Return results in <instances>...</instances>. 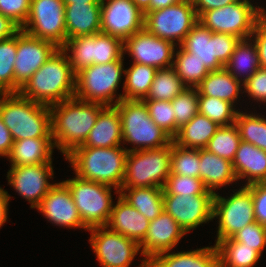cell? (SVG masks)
Here are the masks:
<instances>
[{
  "label": "cell",
  "mask_w": 266,
  "mask_h": 267,
  "mask_svg": "<svg viewBox=\"0 0 266 267\" xmlns=\"http://www.w3.org/2000/svg\"><path fill=\"white\" fill-rule=\"evenodd\" d=\"M49 107L54 147L66 157L76 147L84 144L99 113L106 106L74 96Z\"/></svg>",
  "instance_id": "obj_1"
},
{
  "label": "cell",
  "mask_w": 266,
  "mask_h": 267,
  "mask_svg": "<svg viewBox=\"0 0 266 267\" xmlns=\"http://www.w3.org/2000/svg\"><path fill=\"white\" fill-rule=\"evenodd\" d=\"M76 74L68 56L59 48L19 90L34 102L51 106L74 97Z\"/></svg>",
  "instance_id": "obj_2"
},
{
  "label": "cell",
  "mask_w": 266,
  "mask_h": 267,
  "mask_svg": "<svg viewBox=\"0 0 266 267\" xmlns=\"http://www.w3.org/2000/svg\"><path fill=\"white\" fill-rule=\"evenodd\" d=\"M121 145L105 147H76L65 160L79 178L112 186L120 194L126 167L127 148Z\"/></svg>",
  "instance_id": "obj_3"
},
{
  "label": "cell",
  "mask_w": 266,
  "mask_h": 267,
  "mask_svg": "<svg viewBox=\"0 0 266 267\" xmlns=\"http://www.w3.org/2000/svg\"><path fill=\"white\" fill-rule=\"evenodd\" d=\"M0 116L14 141L52 138L50 107L29 100L19 92L0 93Z\"/></svg>",
  "instance_id": "obj_4"
},
{
  "label": "cell",
  "mask_w": 266,
  "mask_h": 267,
  "mask_svg": "<svg viewBox=\"0 0 266 267\" xmlns=\"http://www.w3.org/2000/svg\"><path fill=\"white\" fill-rule=\"evenodd\" d=\"M122 124V141L133 145L128 152L158 149L169 145L173 138L150 118L143 100L122 99L115 105ZM136 146V147H135Z\"/></svg>",
  "instance_id": "obj_5"
},
{
  "label": "cell",
  "mask_w": 266,
  "mask_h": 267,
  "mask_svg": "<svg viewBox=\"0 0 266 267\" xmlns=\"http://www.w3.org/2000/svg\"><path fill=\"white\" fill-rule=\"evenodd\" d=\"M124 59L107 64H93L76 74L74 96L86 102L115 106L123 99L117 94L118 87L125 75ZM115 100V101H114Z\"/></svg>",
  "instance_id": "obj_6"
},
{
  "label": "cell",
  "mask_w": 266,
  "mask_h": 267,
  "mask_svg": "<svg viewBox=\"0 0 266 267\" xmlns=\"http://www.w3.org/2000/svg\"><path fill=\"white\" fill-rule=\"evenodd\" d=\"M171 174V143L158 149L128 152L121 188H163Z\"/></svg>",
  "instance_id": "obj_7"
},
{
  "label": "cell",
  "mask_w": 266,
  "mask_h": 267,
  "mask_svg": "<svg viewBox=\"0 0 266 267\" xmlns=\"http://www.w3.org/2000/svg\"><path fill=\"white\" fill-rule=\"evenodd\" d=\"M61 49L68 56L75 74L93 64H107L124 59L123 41L102 32L67 39Z\"/></svg>",
  "instance_id": "obj_8"
},
{
  "label": "cell",
  "mask_w": 266,
  "mask_h": 267,
  "mask_svg": "<svg viewBox=\"0 0 266 267\" xmlns=\"http://www.w3.org/2000/svg\"><path fill=\"white\" fill-rule=\"evenodd\" d=\"M69 188L82 223L88 228L106 226L112 208V186L75 175L63 181Z\"/></svg>",
  "instance_id": "obj_9"
},
{
  "label": "cell",
  "mask_w": 266,
  "mask_h": 267,
  "mask_svg": "<svg viewBox=\"0 0 266 267\" xmlns=\"http://www.w3.org/2000/svg\"><path fill=\"white\" fill-rule=\"evenodd\" d=\"M240 40L230 34L211 32L198 21L179 46L194 54L209 71H215L225 67Z\"/></svg>",
  "instance_id": "obj_10"
},
{
  "label": "cell",
  "mask_w": 266,
  "mask_h": 267,
  "mask_svg": "<svg viewBox=\"0 0 266 267\" xmlns=\"http://www.w3.org/2000/svg\"><path fill=\"white\" fill-rule=\"evenodd\" d=\"M265 12V8L255 7L250 0H238L224 7L205 11L198 19L211 32L247 39L252 35L256 22Z\"/></svg>",
  "instance_id": "obj_11"
},
{
  "label": "cell",
  "mask_w": 266,
  "mask_h": 267,
  "mask_svg": "<svg viewBox=\"0 0 266 267\" xmlns=\"http://www.w3.org/2000/svg\"><path fill=\"white\" fill-rule=\"evenodd\" d=\"M199 21L191 0L147 12L144 28L154 36L180 45L186 35Z\"/></svg>",
  "instance_id": "obj_12"
},
{
  "label": "cell",
  "mask_w": 266,
  "mask_h": 267,
  "mask_svg": "<svg viewBox=\"0 0 266 267\" xmlns=\"http://www.w3.org/2000/svg\"><path fill=\"white\" fill-rule=\"evenodd\" d=\"M233 193L228 198L215 193L213 219H218L216 243L231 238L243 227L255 222L251 190L243 185Z\"/></svg>",
  "instance_id": "obj_13"
},
{
  "label": "cell",
  "mask_w": 266,
  "mask_h": 267,
  "mask_svg": "<svg viewBox=\"0 0 266 267\" xmlns=\"http://www.w3.org/2000/svg\"><path fill=\"white\" fill-rule=\"evenodd\" d=\"M21 30L61 48L67 41L63 0H31L30 13Z\"/></svg>",
  "instance_id": "obj_14"
},
{
  "label": "cell",
  "mask_w": 266,
  "mask_h": 267,
  "mask_svg": "<svg viewBox=\"0 0 266 267\" xmlns=\"http://www.w3.org/2000/svg\"><path fill=\"white\" fill-rule=\"evenodd\" d=\"M89 243L102 267H129L140 245L107 226L90 228Z\"/></svg>",
  "instance_id": "obj_15"
},
{
  "label": "cell",
  "mask_w": 266,
  "mask_h": 267,
  "mask_svg": "<svg viewBox=\"0 0 266 267\" xmlns=\"http://www.w3.org/2000/svg\"><path fill=\"white\" fill-rule=\"evenodd\" d=\"M59 49L53 42L33 37L20 30L17 33V52L14 63V92Z\"/></svg>",
  "instance_id": "obj_16"
},
{
  "label": "cell",
  "mask_w": 266,
  "mask_h": 267,
  "mask_svg": "<svg viewBox=\"0 0 266 267\" xmlns=\"http://www.w3.org/2000/svg\"><path fill=\"white\" fill-rule=\"evenodd\" d=\"M144 19V13L132 0L101 1L100 32L119 38L123 42L144 29Z\"/></svg>",
  "instance_id": "obj_17"
},
{
  "label": "cell",
  "mask_w": 266,
  "mask_h": 267,
  "mask_svg": "<svg viewBox=\"0 0 266 267\" xmlns=\"http://www.w3.org/2000/svg\"><path fill=\"white\" fill-rule=\"evenodd\" d=\"M175 47L173 42L150 34L145 28L123 42L124 56L128 52L133 63L157 69L173 66Z\"/></svg>",
  "instance_id": "obj_18"
},
{
  "label": "cell",
  "mask_w": 266,
  "mask_h": 267,
  "mask_svg": "<svg viewBox=\"0 0 266 267\" xmlns=\"http://www.w3.org/2000/svg\"><path fill=\"white\" fill-rule=\"evenodd\" d=\"M214 196L163 194V209L187 234L201 224L213 220Z\"/></svg>",
  "instance_id": "obj_19"
},
{
  "label": "cell",
  "mask_w": 266,
  "mask_h": 267,
  "mask_svg": "<svg viewBox=\"0 0 266 267\" xmlns=\"http://www.w3.org/2000/svg\"><path fill=\"white\" fill-rule=\"evenodd\" d=\"M52 164L23 165L8 170V184L31 204L30 208H36L54 185L48 181L54 175Z\"/></svg>",
  "instance_id": "obj_20"
},
{
  "label": "cell",
  "mask_w": 266,
  "mask_h": 267,
  "mask_svg": "<svg viewBox=\"0 0 266 267\" xmlns=\"http://www.w3.org/2000/svg\"><path fill=\"white\" fill-rule=\"evenodd\" d=\"M184 235L185 231L176 220L163 210L149 222L146 237L140 244V254L144 259L141 260L139 267H148V262L156 255L172 251Z\"/></svg>",
  "instance_id": "obj_21"
},
{
  "label": "cell",
  "mask_w": 266,
  "mask_h": 267,
  "mask_svg": "<svg viewBox=\"0 0 266 267\" xmlns=\"http://www.w3.org/2000/svg\"><path fill=\"white\" fill-rule=\"evenodd\" d=\"M48 221L66 228L89 230L79 216L68 186L62 181L55 183L36 207Z\"/></svg>",
  "instance_id": "obj_22"
},
{
  "label": "cell",
  "mask_w": 266,
  "mask_h": 267,
  "mask_svg": "<svg viewBox=\"0 0 266 267\" xmlns=\"http://www.w3.org/2000/svg\"><path fill=\"white\" fill-rule=\"evenodd\" d=\"M116 202L106 226L140 245L146 237L150 221L120 195Z\"/></svg>",
  "instance_id": "obj_23"
},
{
  "label": "cell",
  "mask_w": 266,
  "mask_h": 267,
  "mask_svg": "<svg viewBox=\"0 0 266 267\" xmlns=\"http://www.w3.org/2000/svg\"><path fill=\"white\" fill-rule=\"evenodd\" d=\"M67 39L100 32L101 3L65 4Z\"/></svg>",
  "instance_id": "obj_24"
},
{
  "label": "cell",
  "mask_w": 266,
  "mask_h": 267,
  "mask_svg": "<svg viewBox=\"0 0 266 267\" xmlns=\"http://www.w3.org/2000/svg\"><path fill=\"white\" fill-rule=\"evenodd\" d=\"M233 168L238 180H247L245 186L266 182V152L251 143L240 141Z\"/></svg>",
  "instance_id": "obj_25"
},
{
  "label": "cell",
  "mask_w": 266,
  "mask_h": 267,
  "mask_svg": "<svg viewBox=\"0 0 266 267\" xmlns=\"http://www.w3.org/2000/svg\"><path fill=\"white\" fill-rule=\"evenodd\" d=\"M122 142V124L115 106H106L98 115L84 144L79 147L119 146Z\"/></svg>",
  "instance_id": "obj_26"
},
{
  "label": "cell",
  "mask_w": 266,
  "mask_h": 267,
  "mask_svg": "<svg viewBox=\"0 0 266 267\" xmlns=\"http://www.w3.org/2000/svg\"><path fill=\"white\" fill-rule=\"evenodd\" d=\"M199 178L206 188L213 192L238 181L233 163L230 160L221 158L207 149H200Z\"/></svg>",
  "instance_id": "obj_27"
},
{
  "label": "cell",
  "mask_w": 266,
  "mask_h": 267,
  "mask_svg": "<svg viewBox=\"0 0 266 267\" xmlns=\"http://www.w3.org/2000/svg\"><path fill=\"white\" fill-rule=\"evenodd\" d=\"M53 149L52 138H26L14 141L7 159L11 167L53 163Z\"/></svg>",
  "instance_id": "obj_28"
},
{
  "label": "cell",
  "mask_w": 266,
  "mask_h": 267,
  "mask_svg": "<svg viewBox=\"0 0 266 267\" xmlns=\"http://www.w3.org/2000/svg\"><path fill=\"white\" fill-rule=\"evenodd\" d=\"M216 246L190 251L163 252L148 262V267H215L218 263Z\"/></svg>",
  "instance_id": "obj_29"
},
{
  "label": "cell",
  "mask_w": 266,
  "mask_h": 267,
  "mask_svg": "<svg viewBox=\"0 0 266 267\" xmlns=\"http://www.w3.org/2000/svg\"><path fill=\"white\" fill-rule=\"evenodd\" d=\"M199 96L217 97L236 104L243 84L233 77L225 68L210 73L196 87Z\"/></svg>",
  "instance_id": "obj_30"
},
{
  "label": "cell",
  "mask_w": 266,
  "mask_h": 267,
  "mask_svg": "<svg viewBox=\"0 0 266 267\" xmlns=\"http://www.w3.org/2000/svg\"><path fill=\"white\" fill-rule=\"evenodd\" d=\"M219 125L208 117L197 113L188 123L181 127L173 137V142L181 147L204 149Z\"/></svg>",
  "instance_id": "obj_31"
},
{
  "label": "cell",
  "mask_w": 266,
  "mask_h": 267,
  "mask_svg": "<svg viewBox=\"0 0 266 267\" xmlns=\"http://www.w3.org/2000/svg\"><path fill=\"white\" fill-rule=\"evenodd\" d=\"M260 67L256 44L247 38L239 41L224 68L244 85Z\"/></svg>",
  "instance_id": "obj_32"
},
{
  "label": "cell",
  "mask_w": 266,
  "mask_h": 267,
  "mask_svg": "<svg viewBox=\"0 0 266 267\" xmlns=\"http://www.w3.org/2000/svg\"><path fill=\"white\" fill-rule=\"evenodd\" d=\"M119 195L132 207L143 214L149 221L155 219L164 210L163 188H121Z\"/></svg>",
  "instance_id": "obj_33"
},
{
  "label": "cell",
  "mask_w": 266,
  "mask_h": 267,
  "mask_svg": "<svg viewBox=\"0 0 266 267\" xmlns=\"http://www.w3.org/2000/svg\"><path fill=\"white\" fill-rule=\"evenodd\" d=\"M157 68L149 65L132 63L125 69L123 85V99L143 100L147 97L151 84L155 78Z\"/></svg>",
  "instance_id": "obj_34"
},
{
  "label": "cell",
  "mask_w": 266,
  "mask_h": 267,
  "mask_svg": "<svg viewBox=\"0 0 266 267\" xmlns=\"http://www.w3.org/2000/svg\"><path fill=\"white\" fill-rule=\"evenodd\" d=\"M218 261L224 267H253L260 260L261 254L253 247L245 246L232 238L215 243Z\"/></svg>",
  "instance_id": "obj_35"
},
{
  "label": "cell",
  "mask_w": 266,
  "mask_h": 267,
  "mask_svg": "<svg viewBox=\"0 0 266 267\" xmlns=\"http://www.w3.org/2000/svg\"><path fill=\"white\" fill-rule=\"evenodd\" d=\"M174 53L173 68L183 84L188 88H196L210 73L202 62L178 45Z\"/></svg>",
  "instance_id": "obj_36"
},
{
  "label": "cell",
  "mask_w": 266,
  "mask_h": 267,
  "mask_svg": "<svg viewBox=\"0 0 266 267\" xmlns=\"http://www.w3.org/2000/svg\"><path fill=\"white\" fill-rule=\"evenodd\" d=\"M185 88L186 86L178 77L173 67L158 69L151 84L149 93L143 100L171 101Z\"/></svg>",
  "instance_id": "obj_37"
},
{
  "label": "cell",
  "mask_w": 266,
  "mask_h": 267,
  "mask_svg": "<svg viewBox=\"0 0 266 267\" xmlns=\"http://www.w3.org/2000/svg\"><path fill=\"white\" fill-rule=\"evenodd\" d=\"M235 124L242 141L253 144L266 152V117L258 114H247L240 109Z\"/></svg>",
  "instance_id": "obj_38"
},
{
  "label": "cell",
  "mask_w": 266,
  "mask_h": 267,
  "mask_svg": "<svg viewBox=\"0 0 266 267\" xmlns=\"http://www.w3.org/2000/svg\"><path fill=\"white\" fill-rule=\"evenodd\" d=\"M240 141L239 130L235 123L227 126H220L209 140L205 149L232 162L235 158Z\"/></svg>",
  "instance_id": "obj_39"
},
{
  "label": "cell",
  "mask_w": 266,
  "mask_h": 267,
  "mask_svg": "<svg viewBox=\"0 0 266 267\" xmlns=\"http://www.w3.org/2000/svg\"><path fill=\"white\" fill-rule=\"evenodd\" d=\"M230 102L217 97L199 96L198 113L208 117L219 126L235 123L238 110Z\"/></svg>",
  "instance_id": "obj_40"
},
{
  "label": "cell",
  "mask_w": 266,
  "mask_h": 267,
  "mask_svg": "<svg viewBox=\"0 0 266 267\" xmlns=\"http://www.w3.org/2000/svg\"><path fill=\"white\" fill-rule=\"evenodd\" d=\"M17 52V34L0 40V93L14 92V63Z\"/></svg>",
  "instance_id": "obj_41"
},
{
  "label": "cell",
  "mask_w": 266,
  "mask_h": 267,
  "mask_svg": "<svg viewBox=\"0 0 266 267\" xmlns=\"http://www.w3.org/2000/svg\"><path fill=\"white\" fill-rule=\"evenodd\" d=\"M200 149L185 148L171 142V174L199 178Z\"/></svg>",
  "instance_id": "obj_42"
},
{
  "label": "cell",
  "mask_w": 266,
  "mask_h": 267,
  "mask_svg": "<svg viewBox=\"0 0 266 267\" xmlns=\"http://www.w3.org/2000/svg\"><path fill=\"white\" fill-rule=\"evenodd\" d=\"M199 93L196 88L186 87L171 100L176 118V127L180 129L198 113Z\"/></svg>",
  "instance_id": "obj_43"
},
{
  "label": "cell",
  "mask_w": 266,
  "mask_h": 267,
  "mask_svg": "<svg viewBox=\"0 0 266 267\" xmlns=\"http://www.w3.org/2000/svg\"><path fill=\"white\" fill-rule=\"evenodd\" d=\"M163 194L215 195L200 178L170 174L163 186Z\"/></svg>",
  "instance_id": "obj_44"
},
{
  "label": "cell",
  "mask_w": 266,
  "mask_h": 267,
  "mask_svg": "<svg viewBox=\"0 0 266 267\" xmlns=\"http://www.w3.org/2000/svg\"><path fill=\"white\" fill-rule=\"evenodd\" d=\"M152 121L172 138L177 134L176 118L171 101L165 100H143Z\"/></svg>",
  "instance_id": "obj_45"
},
{
  "label": "cell",
  "mask_w": 266,
  "mask_h": 267,
  "mask_svg": "<svg viewBox=\"0 0 266 267\" xmlns=\"http://www.w3.org/2000/svg\"><path fill=\"white\" fill-rule=\"evenodd\" d=\"M234 241L253 247L261 255L266 247V226L253 222L236 232L232 237Z\"/></svg>",
  "instance_id": "obj_46"
},
{
  "label": "cell",
  "mask_w": 266,
  "mask_h": 267,
  "mask_svg": "<svg viewBox=\"0 0 266 267\" xmlns=\"http://www.w3.org/2000/svg\"><path fill=\"white\" fill-rule=\"evenodd\" d=\"M30 4L31 0H0V14L22 28L29 16Z\"/></svg>",
  "instance_id": "obj_47"
},
{
  "label": "cell",
  "mask_w": 266,
  "mask_h": 267,
  "mask_svg": "<svg viewBox=\"0 0 266 267\" xmlns=\"http://www.w3.org/2000/svg\"><path fill=\"white\" fill-rule=\"evenodd\" d=\"M243 88L245 91L241 93H247L248 97L257 103H266V68L260 67L254 75L244 83Z\"/></svg>",
  "instance_id": "obj_48"
},
{
  "label": "cell",
  "mask_w": 266,
  "mask_h": 267,
  "mask_svg": "<svg viewBox=\"0 0 266 267\" xmlns=\"http://www.w3.org/2000/svg\"><path fill=\"white\" fill-rule=\"evenodd\" d=\"M251 190L255 221L266 226V182L247 186Z\"/></svg>",
  "instance_id": "obj_49"
},
{
  "label": "cell",
  "mask_w": 266,
  "mask_h": 267,
  "mask_svg": "<svg viewBox=\"0 0 266 267\" xmlns=\"http://www.w3.org/2000/svg\"><path fill=\"white\" fill-rule=\"evenodd\" d=\"M250 38L256 44L261 68H266V12L256 22Z\"/></svg>",
  "instance_id": "obj_50"
},
{
  "label": "cell",
  "mask_w": 266,
  "mask_h": 267,
  "mask_svg": "<svg viewBox=\"0 0 266 267\" xmlns=\"http://www.w3.org/2000/svg\"><path fill=\"white\" fill-rule=\"evenodd\" d=\"M198 17L205 11L224 7L238 0H191Z\"/></svg>",
  "instance_id": "obj_51"
},
{
  "label": "cell",
  "mask_w": 266,
  "mask_h": 267,
  "mask_svg": "<svg viewBox=\"0 0 266 267\" xmlns=\"http://www.w3.org/2000/svg\"><path fill=\"white\" fill-rule=\"evenodd\" d=\"M14 143L13 137L0 116V156L7 157Z\"/></svg>",
  "instance_id": "obj_52"
},
{
  "label": "cell",
  "mask_w": 266,
  "mask_h": 267,
  "mask_svg": "<svg viewBox=\"0 0 266 267\" xmlns=\"http://www.w3.org/2000/svg\"><path fill=\"white\" fill-rule=\"evenodd\" d=\"M21 28L9 18L0 14V40L16 35Z\"/></svg>",
  "instance_id": "obj_53"
},
{
  "label": "cell",
  "mask_w": 266,
  "mask_h": 267,
  "mask_svg": "<svg viewBox=\"0 0 266 267\" xmlns=\"http://www.w3.org/2000/svg\"><path fill=\"white\" fill-rule=\"evenodd\" d=\"M11 196L0 186V228L8 218V205Z\"/></svg>",
  "instance_id": "obj_54"
},
{
  "label": "cell",
  "mask_w": 266,
  "mask_h": 267,
  "mask_svg": "<svg viewBox=\"0 0 266 267\" xmlns=\"http://www.w3.org/2000/svg\"><path fill=\"white\" fill-rule=\"evenodd\" d=\"M184 0H151L150 2V12L162 9L180 2Z\"/></svg>",
  "instance_id": "obj_55"
},
{
  "label": "cell",
  "mask_w": 266,
  "mask_h": 267,
  "mask_svg": "<svg viewBox=\"0 0 266 267\" xmlns=\"http://www.w3.org/2000/svg\"><path fill=\"white\" fill-rule=\"evenodd\" d=\"M134 4L144 13L150 12L151 0H132Z\"/></svg>",
  "instance_id": "obj_56"
},
{
  "label": "cell",
  "mask_w": 266,
  "mask_h": 267,
  "mask_svg": "<svg viewBox=\"0 0 266 267\" xmlns=\"http://www.w3.org/2000/svg\"><path fill=\"white\" fill-rule=\"evenodd\" d=\"M102 0H63L64 4L101 3Z\"/></svg>",
  "instance_id": "obj_57"
},
{
  "label": "cell",
  "mask_w": 266,
  "mask_h": 267,
  "mask_svg": "<svg viewBox=\"0 0 266 267\" xmlns=\"http://www.w3.org/2000/svg\"><path fill=\"white\" fill-rule=\"evenodd\" d=\"M215 267H224L222 266L219 262L217 263V265Z\"/></svg>",
  "instance_id": "obj_58"
}]
</instances>
